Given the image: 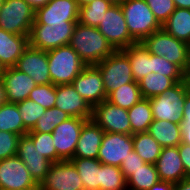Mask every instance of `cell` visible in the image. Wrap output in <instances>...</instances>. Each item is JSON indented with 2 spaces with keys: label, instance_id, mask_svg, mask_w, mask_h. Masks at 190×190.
Listing matches in <instances>:
<instances>
[{
  "label": "cell",
  "instance_id": "cell-1",
  "mask_svg": "<svg viewBox=\"0 0 190 190\" xmlns=\"http://www.w3.org/2000/svg\"><path fill=\"white\" fill-rule=\"evenodd\" d=\"M69 45L87 65H97L110 56L115 49L96 27L77 23Z\"/></svg>",
  "mask_w": 190,
  "mask_h": 190
},
{
  "label": "cell",
  "instance_id": "cell-2",
  "mask_svg": "<svg viewBox=\"0 0 190 190\" xmlns=\"http://www.w3.org/2000/svg\"><path fill=\"white\" fill-rule=\"evenodd\" d=\"M120 6L129 34L137 43L162 29L145 0H122Z\"/></svg>",
  "mask_w": 190,
  "mask_h": 190
},
{
  "label": "cell",
  "instance_id": "cell-3",
  "mask_svg": "<svg viewBox=\"0 0 190 190\" xmlns=\"http://www.w3.org/2000/svg\"><path fill=\"white\" fill-rule=\"evenodd\" d=\"M47 58L53 85L71 84L87 66L70 45L47 51Z\"/></svg>",
  "mask_w": 190,
  "mask_h": 190
},
{
  "label": "cell",
  "instance_id": "cell-4",
  "mask_svg": "<svg viewBox=\"0 0 190 190\" xmlns=\"http://www.w3.org/2000/svg\"><path fill=\"white\" fill-rule=\"evenodd\" d=\"M189 93V85L181 81L165 90L163 94L149 98L153 119L181 124L185 98Z\"/></svg>",
  "mask_w": 190,
  "mask_h": 190
},
{
  "label": "cell",
  "instance_id": "cell-5",
  "mask_svg": "<svg viewBox=\"0 0 190 190\" xmlns=\"http://www.w3.org/2000/svg\"><path fill=\"white\" fill-rule=\"evenodd\" d=\"M149 53L165 57L169 62L177 65L182 71L186 67L190 45L180 41L160 29L141 42Z\"/></svg>",
  "mask_w": 190,
  "mask_h": 190
},
{
  "label": "cell",
  "instance_id": "cell-6",
  "mask_svg": "<svg viewBox=\"0 0 190 190\" xmlns=\"http://www.w3.org/2000/svg\"><path fill=\"white\" fill-rule=\"evenodd\" d=\"M95 66L102 75L107 96L123 84L135 82L131 71V63L122 50H115Z\"/></svg>",
  "mask_w": 190,
  "mask_h": 190
},
{
  "label": "cell",
  "instance_id": "cell-7",
  "mask_svg": "<svg viewBox=\"0 0 190 190\" xmlns=\"http://www.w3.org/2000/svg\"><path fill=\"white\" fill-rule=\"evenodd\" d=\"M35 10L25 0H4L0 9V28L18 35H29Z\"/></svg>",
  "mask_w": 190,
  "mask_h": 190
},
{
  "label": "cell",
  "instance_id": "cell-8",
  "mask_svg": "<svg viewBox=\"0 0 190 190\" xmlns=\"http://www.w3.org/2000/svg\"><path fill=\"white\" fill-rule=\"evenodd\" d=\"M76 24H32L28 36L29 46L50 51L69 45Z\"/></svg>",
  "mask_w": 190,
  "mask_h": 190
},
{
  "label": "cell",
  "instance_id": "cell-9",
  "mask_svg": "<svg viewBox=\"0 0 190 190\" xmlns=\"http://www.w3.org/2000/svg\"><path fill=\"white\" fill-rule=\"evenodd\" d=\"M115 50H122L137 42L130 36L120 4H113L97 27Z\"/></svg>",
  "mask_w": 190,
  "mask_h": 190
},
{
  "label": "cell",
  "instance_id": "cell-10",
  "mask_svg": "<svg viewBox=\"0 0 190 190\" xmlns=\"http://www.w3.org/2000/svg\"><path fill=\"white\" fill-rule=\"evenodd\" d=\"M38 186L40 190H84L80 175L70 160L52 163Z\"/></svg>",
  "mask_w": 190,
  "mask_h": 190
},
{
  "label": "cell",
  "instance_id": "cell-11",
  "mask_svg": "<svg viewBox=\"0 0 190 190\" xmlns=\"http://www.w3.org/2000/svg\"><path fill=\"white\" fill-rule=\"evenodd\" d=\"M38 184L16 155L0 160V190H31Z\"/></svg>",
  "mask_w": 190,
  "mask_h": 190
},
{
  "label": "cell",
  "instance_id": "cell-12",
  "mask_svg": "<svg viewBox=\"0 0 190 190\" xmlns=\"http://www.w3.org/2000/svg\"><path fill=\"white\" fill-rule=\"evenodd\" d=\"M91 119L99 125L104 132L131 134L128 111L113 105L107 100L93 107Z\"/></svg>",
  "mask_w": 190,
  "mask_h": 190
},
{
  "label": "cell",
  "instance_id": "cell-13",
  "mask_svg": "<svg viewBox=\"0 0 190 190\" xmlns=\"http://www.w3.org/2000/svg\"><path fill=\"white\" fill-rule=\"evenodd\" d=\"M79 9L77 0H50L35 11L33 24H77Z\"/></svg>",
  "mask_w": 190,
  "mask_h": 190
},
{
  "label": "cell",
  "instance_id": "cell-14",
  "mask_svg": "<svg viewBox=\"0 0 190 190\" xmlns=\"http://www.w3.org/2000/svg\"><path fill=\"white\" fill-rule=\"evenodd\" d=\"M87 120L89 119L70 117L54 128L52 138L57 155L62 160H71L74 158L83 124Z\"/></svg>",
  "mask_w": 190,
  "mask_h": 190
},
{
  "label": "cell",
  "instance_id": "cell-15",
  "mask_svg": "<svg viewBox=\"0 0 190 190\" xmlns=\"http://www.w3.org/2000/svg\"><path fill=\"white\" fill-rule=\"evenodd\" d=\"M133 150V135L105 132L97 159L104 165L120 167Z\"/></svg>",
  "mask_w": 190,
  "mask_h": 190
},
{
  "label": "cell",
  "instance_id": "cell-16",
  "mask_svg": "<svg viewBox=\"0 0 190 190\" xmlns=\"http://www.w3.org/2000/svg\"><path fill=\"white\" fill-rule=\"evenodd\" d=\"M71 84L92 108L107 100L102 75L95 65L86 66Z\"/></svg>",
  "mask_w": 190,
  "mask_h": 190
},
{
  "label": "cell",
  "instance_id": "cell-17",
  "mask_svg": "<svg viewBox=\"0 0 190 190\" xmlns=\"http://www.w3.org/2000/svg\"><path fill=\"white\" fill-rule=\"evenodd\" d=\"M15 68L29 75L37 85L52 83L48 70L47 51L28 46L19 57Z\"/></svg>",
  "mask_w": 190,
  "mask_h": 190
},
{
  "label": "cell",
  "instance_id": "cell-18",
  "mask_svg": "<svg viewBox=\"0 0 190 190\" xmlns=\"http://www.w3.org/2000/svg\"><path fill=\"white\" fill-rule=\"evenodd\" d=\"M16 155L23 161L31 177L39 185L49 172L52 162L35 149L33 140L27 134L20 137Z\"/></svg>",
  "mask_w": 190,
  "mask_h": 190
},
{
  "label": "cell",
  "instance_id": "cell-19",
  "mask_svg": "<svg viewBox=\"0 0 190 190\" xmlns=\"http://www.w3.org/2000/svg\"><path fill=\"white\" fill-rule=\"evenodd\" d=\"M54 107L61 109L71 117L91 119L92 107L75 90L72 84L56 85V101Z\"/></svg>",
  "mask_w": 190,
  "mask_h": 190
},
{
  "label": "cell",
  "instance_id": "cell-20",
  "mask_svg": "<svg viewBox=\"0 0 190 190\" xmlns=\"http://www.w3.org/2000/svg\"><path fill=\"white\" fill-rule=\"evenodd\" d=\"M1 77L9 103H18L27 99L31 90L37 85L29 75L15 67L5 68Z\"/></svg>",
  "mask_w": 190,
  "mask_h": 190
},
{
  "label": "cell",
  "instance_id": "cell-21",
  "mask_svg": "<svg viewBox=\"0 0 190 190\" xmlns=\"http://www.w3.org/2000/svg\"><path fill=\"white\" fill-rule=\"evenodd\" d=\"M159 179L177 184L186 179L183 162L180 158L179 146L162 147L161 154L155 163Z\"/></svg>",
  "mask_w": 190,
  "mask_h": 190
},
{
  "label": "cell",
  "instance_id": "cell-22",
  "mask_svg": "<svg viewBox=\"0 0 190 190\" xmlns=\"http://www.w3.org/2000/svg\"><path fill=\"white\" fill-rule=\"evenodd\" d=\"M104 133L92 119L87 120L83 124L74 157L97 159Z\"/></svg>",
  "mask_w": 190,
  "mask_h": 190
},
{
  "label": "cell",
  "instance_id": "cell-23",
  "mask_svg": "<svg viewBox=\"0 0 190 190\" xmlns=\"http://www.w3.org/2000/svg\"><path fill=\"white\" fill-rule=\"evenodd\" d=\"M29 35L12 34L0 28V64L15 67L23 51L29 46Z\"/></svg>",
  "mask_w": 190,
  "mask_h": 190
},
{
  "label": "cell",
  "instance_id": "cell-24",
  "mask_svg": "<svg viewBox=\"0 0 190 190\" xmlns=\"http://www.w3.org/2000/svg\"><path fill=\"white\" fill-rule=\"evenodd\" d=\"M147 132L162 147L179 146L182 143L181 124L167 120H153Z\"/></svg>",
  "mask_w": 190,
  "mask_h": 190
},
{
  "label": "cell",
  "instance_id": "cell-25",
  "mask_svg": "<svg viewBox=\"0 0 190 190\" xmlns=\"http://www.w3.org/2000/svg\"><path fill=\"white\" fill-rule=\"evenodd\" d=\"M131 63V71L135 81H139L152 72V54L141 42L122 49Z\"/></svg>",
  "mask_w": 190,
  "mask_h": 190
},
{
  "label": "cell",
  "instance_id": "cell-26",
  "mask_svg": "<svg viewBox=\"0 0 190 190\" xmlns=\"http://www.w3.org/2000/svg\"><path fill=\"white\" fill-rule=\"evenodd\" d=\"M162 29L176 39L190 45V9L175 8L163 23Z\"/></svg>",
  "mask_w": 190,
  "mask_h": 190
},
{
  "label": "cell",
  "instance_id": "cell-27",
  "mask_svg": "<svg viewBox=\"0 0 190 190\" xmlns=\"http://www.w3.org/2000/svg\"><path fill=\"white\" fill-rule=\"evenodd\" d=\"M70 161L80 175L84 190H100L102 163L98 159L74 157Z\"/></svg>",
  "mask_w": 190,
  "mask_h": 190
},
{
  "label": "cell",
  "instance_id": "cell-28",
  "mask_svg": "<svg viewBox=\"0 0 190 190\" xmlns=\"http://www.w3.org/2000/svg\"><path fill=\"white\" fill-rule=\"evenodd\" d=\"M127 111L131 125V135L147 132L154 120L149 99L142 98Z\"/></svg>",
  "mask_w": 190,
  "mask_h": 190
},
{
  "label": "cell",
  "instance_id": "cell-29",
  "mask_svg": "<svg viewBox=\"0 0 190 190\" xmlns=\"http://www.w3.org/2000/svg\"><path fill=\"white\" fill-rule=\"evenodd\" d=\"M133 148L146 163L154 165L162 150V146L148 132L133 134Z\"/></svg>",
  "mask_w": 190,
  "mask_h": 190
},
{
  "label": "cell",
  "instance_id": "cell-30",
  "mask_svg": "<svg viewBox=\"0 0 190 190\" xmlns=\"http://www.w3.org/2000/svg\"><path fill=\"white\" fill-rule=\"evenodd\" d=\"M0 131L12 132L20 136L28 133L24 128L17 103L7 102L0 106Z\"/></svg>",
  "mask_w": 190,
  "mask_h": 190
},
{
  "label": "cell",
  "instance_id": "cell-31",
  "mask_svg": "<svg viewBox=\"0 0 190 190\" xmlns=\"http://www.w3.org/2000/svg\"><path fill=\"white\" fill-rule=\"evenodd\" d=\"M138 84L142 97L149 99L163 94L165 90L170 89L176 83L170 77L151 72L141 78Z\"/></svg>",
  "mask_w": 190,
  "mask_h": 190
},
{
  "label": "cell",
  "instance_id": "cell-32",
  "mask_svg": "<svg viewBox=\"0 0 190 190\" xmlns=\"http://www.w3.org/2000/svg\"><path fill=\"white\" fill-rule=\"evenodd\" d=\"M142 94L137 81L123 84L107 96V101L126 110L142 99Z\"/></svg>",
  "mask_w": 190,
  "mask_h": 190
},
{
  "label": "cell",
  "instance_id": "cell-33",
  "mask_svg": "<svg viewBox=\"0 0 190 190\" xmlns=\"http://www.w3.org/2000/svg\"><path fill=\"white\" fill-rule=\"evenodd\" d=\"M112 5L113 4L107 0H94L87 5L80 6L78 23L97 28L104 14Z\"/></svg>",
  "mask_w": 190,
  "mask_h": 190
},
{
  "label": "cell",
  "instance_id": "cell-34",
  "mask_svg": "<svg viewBox=\"0 0 190 190\" xmlns=\"http://www.w3.org/2000/svg\"><path fill=\"white\" fill-rule=\"evenodd\" d=\"M160 181L156 166L146 163L127 179V188L131 190H148Z\"/></svg>",
  "mask_w": 190,
  "mask_h": 190
},
{
  "label": "cell",
  "instance_id": "cell-35",
  "mask_svg": "<svg viewBox=\"0 0 190 190\" xmlns=\"http://www.w3.org/2000/svg\"><path fill=\"white\" fill-rule=\"evenodd\" d=\"M127 180L120 167L101 164L100 190H124Z\"/></svg>",
  "mask_w": 190,
  "mask_h": 190
},
{
  "label": "cell",
  "instance_id": "cell-36",
  "mask_svg": "<svg viewBox=\"0 0 190 190\" xmlns=\"http://www.w3.org/2000/svg\"><path fill=\"white\" fill-rule=\"evenodd\" d=\"M71 116L59 108L52 107L45 110V113L39 117L34 128L28 132L52 133L54 128Z\"/></svg>",
  "mask_w": 190,
  "mask_h": 190
},
{
  "label": "cell",
  "instance_id": "cell-37",
  "mask_svg": "<svg viewBox=\"0 0 190 190\" xmlns=\"http://www.w3.org/2000/svg\"><path fill=\"white\" fill-rule=\"evenodd\" d=\"M17 107L20 112V116L22 117L24 128L27 131H31L34 128L39 117H41L46 110V108L29 98L18 102Z\"/></svg>",
  "mask_w": 190,
  "mask_h": 190
},
{
  "label": "cell",
  "instance_id": "cell-38",
  "mask_svg": "<svg viewBox=\"0 0 190 190\" xmlns=\"http://www.w3.org/2000/svg\"><path fill=\"white\" fill-rule=\"evenodd\" d=\"M27 135L33 140L35 149L43 154L52 163L63 161L54 146L52 133L28 132Z\"/></svg>",
  "mask_w": 190,
  "mask_h": 190
},
{
  "label": "cell",
  "instance_id": "cell-39",
  "mask_svg": "<svg viewBox=\"0 0 190 190\" xmlns=\"http://www.w3.org/2000/svg\"><path fill=\"white\" fill-rule=\"evenodd\" d=\"M152 72L170 77L175 83L184 81L183 71L165 57L152 54Z\"/></svg>",
  "mask_w": 190,
  "mask_h": 190
},
{
  "label": "cell",
  "instance_id": "cell-40",
  "mask_svg": "<svg viewBox=\"0 0 190 190\" xmlns=\"http://www.w3.org/2000/svg\"><path fill=\"white\" fill-rule=\"evenodd\" d=\"M28 98L46 109L52 108L56 101V85L52 83L36 85Z\"/></svg>",
  "mask_w": 190,
  "mask_h": 190
},
{
  "label": "cell",
  "instance_id": "cell-41",
  "mask_svg": "<svg viewBox=\"0 0 190 190\" xmlns=\"http://www.w3.org/2000/svg\"><path fill=\"white\" fill-rule=\"evenodd\" d=\"M20 135L0 131V160L16 156Z\"/></svg>",
  "mask_w": 190,
  "mask_h": 190
},
{
  "label": "cell",
  "instance_id": "cell-42",
  "mask_svg": "<svg viewBox=\"0 0 190 190\" xmlns=\"http://www.w3.org/2000/svg\"><path fill=\"white\" fill-rule=\"evenodd\" d=\"M158 22L163 23L169 18L171 13L175 10L173 0H145Z\"/></svg>",
  "mask_w": 190,
  "mask_h": 190
},
{
  "label": "cell",
  "instance_id": "cell-43",
  "mask_svg": "<svg viewBox=\"0 0 190 190\" xmlns=\"http://www.w3.org/2000/svg\"><path fill=\"white\" fill-rule=\"evenodd\" d=\"M144 164H146V162L136 153V151L133 150L122 162L120 169L127 180L134 171L141 168Z\"/></svg>",
  "mask_w": 190,
  "mask_h": 190
},
{
  "label": "cell",
  "instance_id": "cell-44",
  "mask_svg": "<svg viewBox=\"0 0 190 190\" xmlns=\"http://www.w3.org/2000/svg\"><path fill=\"white\" fill-rule=\"evenodd\" d=\"M179 153L186 172V178H190V145L181 143L179 145Z\"/></svg>",
  "mask_w": 190,
  "mask_h": 190
},
{
  "label": "cell",
  "instance_id": "cell-45",
  "mask_svg": "<svg viewBox=\"0 0 190 190\" xmlns=\"http://www.w3.org/2000/svg\"><path fill=\"white\" fill-rule=\"evenodd\" d=\"M181 131H182V143L190 145V121L189 120H182Z\"/></svg>",
  "mask_w": 190,
  "mask_h": 190
},
{
  "label": "cell",
  "instance_id": "cell-46",
  "mask_svg": "<svg viewBox=\"0 0 190 190\" xmlns=\"http://www.w3.org/2000/svg\"><path fill=\"white\" fill-rule=\"evenodd\" d=\"M174 189H175L174 183L160 180L148 190H174Z\"/></svg>",
  "mask_w": 190,
  "mask_h": 190
},
{
  "label": "cell",
  "instance_id": "cell-47",
  "mask_svg": "<svg viewBox=\"0 0 190 190\" xmlns=\"http://www.w3.org/2000/svg\"><path fill=\"white\" fill-rule=\"evenodd\" d=\"M182 120L190 121V93L185 98V104L183 106Z\"/></svg>",
  "mask_w": 190,
  "mask_h": 190
},
{
  "label": "cell",
  "instance_id": "cell-48",
  "mask_svg": "<svg viewBox=\"0 0 190 190\" xmlns=\"http://www.w3.org/2000/svg\"><path fill=\"white\" fill-rule=\"evenodd\" d=\"M184 81L190 86V47L187 55L186 67L183 70Z\"/></svg>",
  "mask_w": 190,
  "mask_h": 190
},
{
  "label": "cell",
  "instance_id": "cell-49",
  "mask_svg": "<svg viewBox=\"0 0 190 190\" xmlns=\"http://www.w3.org/2000/svg\"><path fill=\"white\" fill-rule=\"evenodd\" d=\"M35 11L44 7L50 0H25Z\"/></svg>",
  "mask_w": 190,
  "mask_h": 190
},
{
  "label": "cell",
  "instance_id": "cell-50",
  "mask_svg": "<svg viewBox=\"0 0 190 190\" xmlns=\"http://www.w3.org/2000/svg\"><path fill=\"white\" fill-rule=\"evenodd\" d=\"M174 190H190V178H186L175 184Z\"/></svg>",
  "mask_w": 190,
  "mask_h": 190
},
{
  "label": "cell",
  "instance_id": "cell-51",
  "mask_svg": "<svg viewBox=\"0 0 190 190\" xmlns=\"http://www.w3.org/2000/svg\"><path fill=\"white\" fill-rule=\"evenodd\" d=\"M5 103H7L6 91L2 77H0V106H2Z\"/></svg>",
  "mask_w": 190,
  "mask_h": 190
},
{
  "label": "cell",
  "instance_id": "cell-52",
  "mask_svg": "<svg viewBox=\"0 0 190 190\" xmlns=\"http://www.w3.org/2000/svg\"><path fill=\"white\" fill-rule=\"evenodd\" d=\"M176 8L190 9V0H173Z\"/></svg>",
  "mask_w": 190,
  "mask_h": 190
},
{
  "label": "cell",
  "instance_id": "cell-53",
  "mask_svg": "<svg viewBox=\"0 0 190 190\" xmlns=\"http://www.w3.org/2000/svg\"><path fill=\"white\" fill-rule=\"evenodd\" d=\"M77 1H78L79 6H84V5H87L88 3H90L94 0H77Z\"/></svg>",
  "mask_w": 190,
  "mask_h": 190
},
{
  "label": "cell",
  "instance_id": "cell-54",
  "mask_svg": "<svg viewBox=\"0 0 190 190\" xmlns=\"http://www.w3.org/2000/svg\"><path fill=\"white\" fill-rule=\"evenodd\" d=\"M111 2L112 4H120L122 0H107Z\"/></svg>",
  "mask_w": 190,
  "mask_h": 190
},
{
  "label": "cell",
  "instance_id": "cell-55",
  "mask_svg": "<svg viewBox=\"0 0 190 190\" xmlns=\"http://www.w3.org/2000/svg\"><path fill=\"white\" fill-rule=\"evenodd\" d=\"M3 71H4V68H3V66L0 64V77L2 76Z\"/></svg>",
  "mask_w": 190,
  "mask_h": 190
},
{
  "label": "cell",
  "instance_id": "cell-56",
  "mask_svg": "<svg viewBox=\"0 0 190 190\" xmlns=\"http://www.w3.org/2000/svg\"><path fill=\"white\" fill-rule=\"evenodd\" d=\"M3 2H4V0H0V9L2 7Z\"/></svg>",
  "mask_w": 190,
  "mask_h": 190
},
{
  "label": "cell",
  "instance_id": "cell-57",
  "mask_svg": "<svg viewBox=\"0 0 190 190\" xmlns=\"http://www.w3.org/2000/svg\"><path fill=\"white\" fill-rule=\"evenodd\" d=\"M31 190H40V187L38 186V187L33 188V189H31Z\"/></svg>",
  "mask_w": 190,
  "mask_h": 190
}]
</instances>
